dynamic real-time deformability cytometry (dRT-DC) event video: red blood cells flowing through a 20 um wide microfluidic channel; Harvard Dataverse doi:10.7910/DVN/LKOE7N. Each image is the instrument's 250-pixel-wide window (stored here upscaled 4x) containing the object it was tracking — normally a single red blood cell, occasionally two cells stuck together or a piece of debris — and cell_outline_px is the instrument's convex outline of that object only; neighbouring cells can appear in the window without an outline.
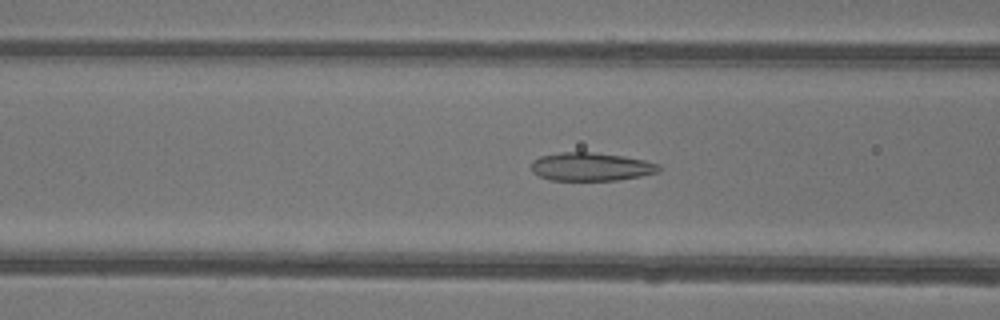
{"species": "common noctule bat (a hibernating species)", "species_latin": "Nyctalus noctula", "temperature_condition": "warm", "stored_images_in_passage": 36, "camera_frame_rate_fps": 3000, "um_per_image_px": 0.085, "animal": {"sex": "female"}, "frame": {"image": 1, "passage_image": 12, "time_ms": 3.667, "image_size_px": [1000, 320], "cell_outline_px": [[660, 172], [640, 176], [616, 180], [548, 180], [532, 172], [532, 160], [540, 156], [560, 152], [592, 152], [624, 156], [644, 160], [660, 164]], "centroid_in_image_um": [50.24, 14.17], "position_along_channel_um": 116.4, "area_um2": 21.1}}
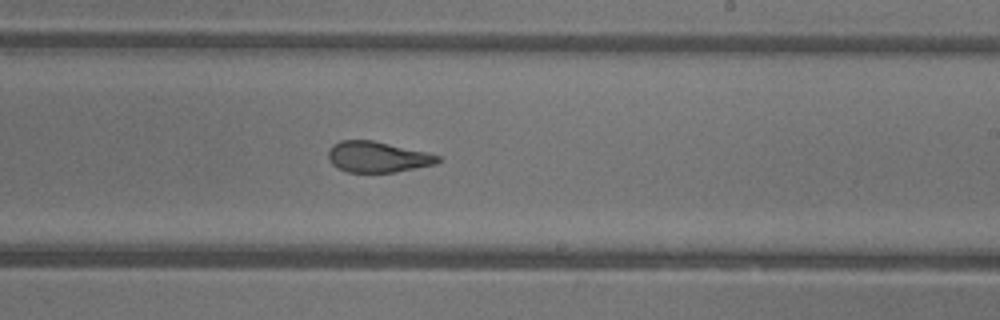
{"frame": {"image": 2, "passage_image": 22, "time_ms": 7.0, "image_size_px": [1000, 320], "cell_outline_px": [[440, 160], [436, 164], [416, 168], [392, 172], [348, 172], [336, 168], [328, 160], [328, 148], [332, 144], [340, 140], [372, 140], [424, 152], [440, 156]], "centroid_in_image_um": [32.02, 13.34], "position_along_channel_um": 257.0, "area_um2": 19.59}}
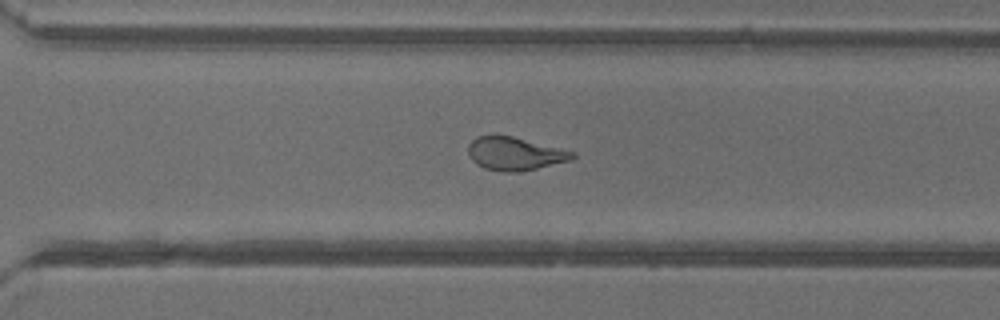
{"frame": {"image": 3, "passage_image": 27, "time_ms": 8.667, "image_size_px": [1000, 320], "cell_outline_px": [[576, 156], [572, 160], [536, 168], [516, 172], [504, 172], [484, 168], [476, 164], [472, 160], [468, 152], [468, 144], [476, 136], [512, 136], [576, 152]], "centroid_in_image_um": [43.76, 13.07], "position_along_channel_um": 326.8, "area_um2": 20.0}, "authors_computed_cell_mechanics": {"area_um2": 21.2415, "velocity_mm_per_s": 4.2143, "shape_relaxation_time_tau1_ms": null, "shape_relaxation_time_tau2_ms": 1.22, "deformation_change_tau1": null, "deformation_change_tau2": 0.0833}}